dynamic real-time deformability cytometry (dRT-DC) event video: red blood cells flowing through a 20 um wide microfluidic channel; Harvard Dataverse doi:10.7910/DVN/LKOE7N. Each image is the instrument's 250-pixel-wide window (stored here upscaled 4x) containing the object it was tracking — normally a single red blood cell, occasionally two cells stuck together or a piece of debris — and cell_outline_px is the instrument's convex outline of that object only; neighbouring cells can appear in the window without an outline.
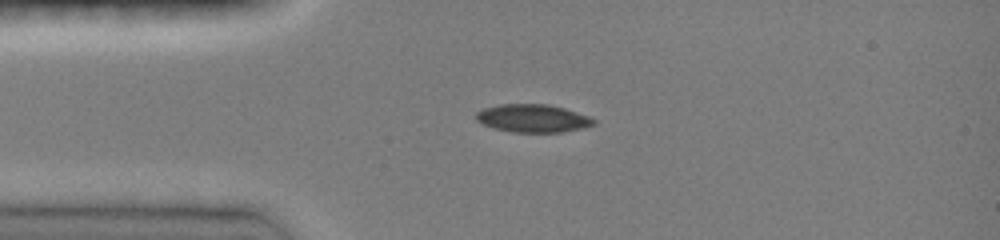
{"species": "common noctule bat (a hibernating species)", "species_latin": "Nyctalus noctula", "temperature_condition": "room temperature", "stored_images_in_passage": 36, "camera_frame_rate_fps": 3000, "um_per_image_px": 0.085, "animal": {"sex": "female", "body_mass_g": 19.0, "forearm_length_mm": 51.5}, "frame": {"image": 1, "passage_image": 1, "time_ms": 0.0, "image_size_px": [1000, 240], "cell_outline_px": [[596, 124], [580, 128], [560, 132], [512, 132], [496, 128], [484, 124], [476, 120], [476, 112], [484, 108], [500, 104], [548, 104], [564, 108], [588, 116], [596, 120]], "centroid_in_image_um": [45.29, 10.05], "position_along_channel_um": 39.7, "area_um2": 18.96}}
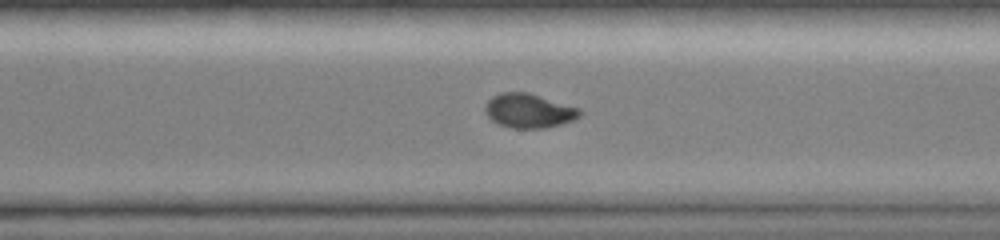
{"frame": {"image": 2, "passage_image": 23, "time_ms": 7.333, "image_size_px": [1000, 240], "cell_outline_px": [[580, 116], [572, 120], [560, 124], [544, 128], [512, 128], [500, 124], [492, 120], [488, 116], [484, 108], [488, 100], [492, 96], [500, 92], [528, 92], [580, 108]], "centroid_in_image_um": [44.94, 9.4], "position_along_channel_um": 325.7, "area_um2": 18.73}}
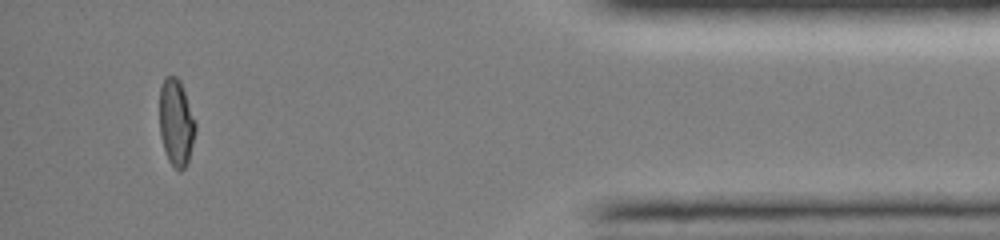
{"frame": {"image": 3, "passage_image": 33, "time_ms": 10.667, "image_size_px": [1000, 240], "cell_outline_px": [[196, 128], [188, 164], [180, 172], [168, 160], [160, 136], [160, 88], [164, 76], [176, 76], [180, 80], [196, 120]], "centroid_in_image_um": [14.98, 10.41], "position_along_channel_um": 420.2, "area_um2": 18.32}, "authors_computed_cell_mechanics": {"area_um2": 19.6231, "velocity_mm_per_s": 4.1441, "shape_relaxation_time_tau1_ms": 7.4162, "shape_relaxation_time_tau2_ms": 2.2942, "deformation_change_tau1": 0.2111, "deformation_change_tau2": 0.0269}}